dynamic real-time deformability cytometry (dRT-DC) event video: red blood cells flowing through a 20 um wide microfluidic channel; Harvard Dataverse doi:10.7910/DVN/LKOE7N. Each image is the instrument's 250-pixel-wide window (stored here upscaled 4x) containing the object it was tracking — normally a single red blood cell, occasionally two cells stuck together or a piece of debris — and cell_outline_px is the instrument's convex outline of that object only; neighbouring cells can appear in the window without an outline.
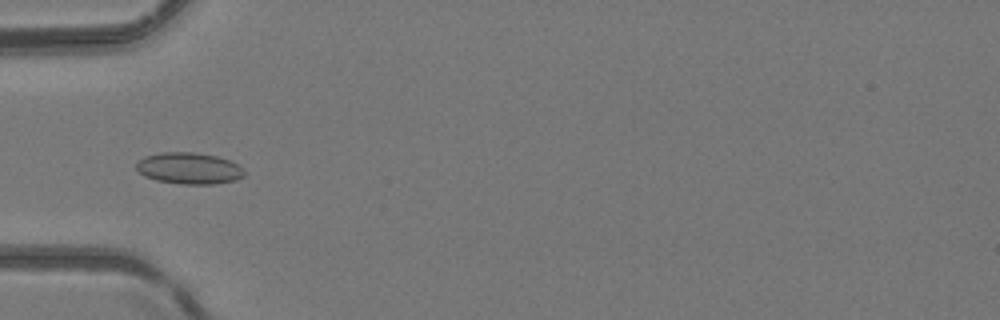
{"species": "common noctule bat (a hibernating species)", "species_latin": "Nyctalus noctula", "temperature_condition": "room temperature", "stored_images_in_passage": 51, "camera_frame_rate_fps": 3000, "um_per_image_px": 0.085, "animal": {"sex": "female", "body_mass_g": 24.6, "forearm_length_mm": 56.2}, "frame": {"image": 1, "passage_image": 18, "time_ms": 5.667, "image_size_px": [1000, 320], "cell_outline_px": [[244, 176], [236, 180], [212, 184], [184, 184], [156, 180], [144, 176], [136, 168], [136, 164], [144, 156], [160, 152], [192, 152], [216, 156], [228, 160], [244, 168]], "centroid_in_image_um": [16.06, 14.3], "position_along_channel_um": 68.9, "area_um2": 19.71}}
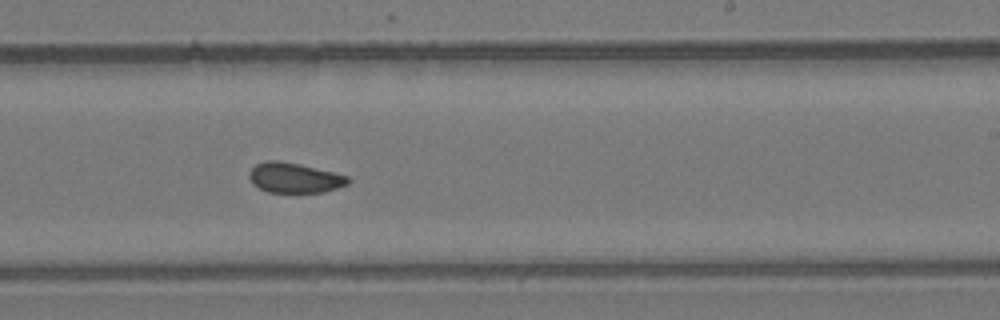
{"frame": {"image": 2, "passage_image": 32, "time_ms": 10.333, "image_size_px": [1000, 320], "cell_outline_px": [[352, 180], [348, 184], [324, 192], [268, 192], [252, 184], [248, 176], [248, 172], [256, 164], [264, 160], [280, 160], [300, 164], [348, 176]], "centroid_in_image_um": [25.0, 15.1], "position_along_channel_um": 264.0, "area_um2": 17.4}}
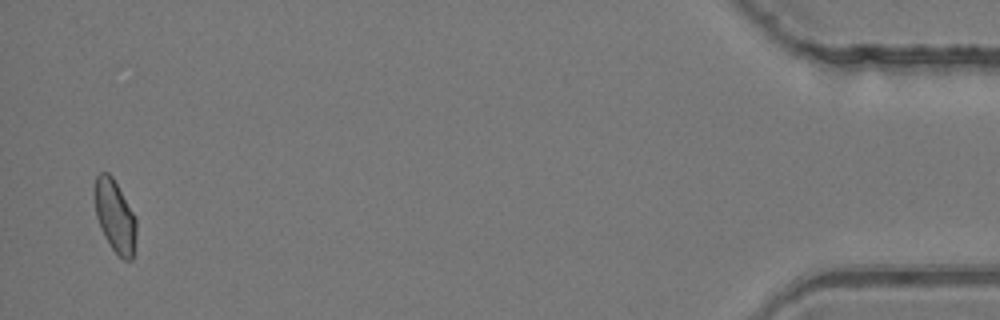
{"frame": {"image": 3, "passage_image": 50, "time_ms": 16.333, "image_size_px": [1000, 320], "cell_outline_px": [[136, 236], [132, 260], [124, 260], [112, 248], [104, 236], [100, 228], [96, 216], [92, 188], [96, 176], [100, 172], [108, 172], [112, 176], [132, 212], [136, 220]], "centroid_in_image_um": [9.72, 18.34], "position_along_channel_um": 425.5, "area_um2": 17.63}, "authors_computed_cell_mechanics": {"area_um2": 18.0914, "velocity_mm_per_s": 4.1861, "shape_relaxation_time_tau1_ms": null, "shape_relaxation_time_tau2_ms": 1.7496, "deformation_change_tau1": null, "deformation_change_tau2": 0.0532}}